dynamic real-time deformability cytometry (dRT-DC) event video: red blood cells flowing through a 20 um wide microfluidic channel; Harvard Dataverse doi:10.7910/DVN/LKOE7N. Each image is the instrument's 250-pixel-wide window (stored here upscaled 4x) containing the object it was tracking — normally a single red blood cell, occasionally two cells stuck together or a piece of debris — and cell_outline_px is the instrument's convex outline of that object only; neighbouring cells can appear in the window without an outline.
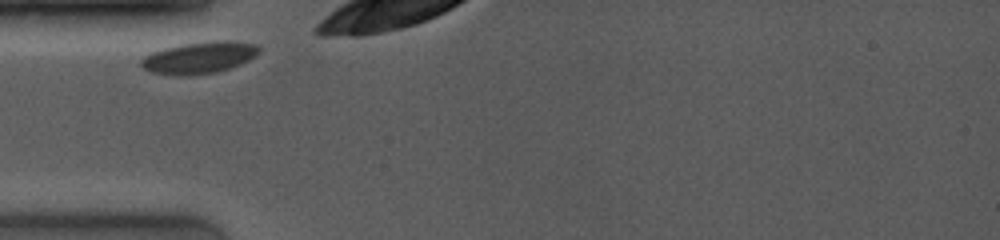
{"species": "common noctule bat (a hibernating species)", "species_latin": "Nyctalus noctula", "temperature_condition": "room temperature", "stored_images_in_passage": 9, "camera_frame_rate_fps": 4000, "um_per_image_px": 0.085, "animal": {"sex": "female", "body_mass_g": 19.0, "forearm_length_mm": 53.3}, "frame": {"image": 1, "passage_image": 1, "time_ms": 0.0, "image_size_px": [1000, 240], "cell_outline_px": [[260, 52], [256, 56], [240, 64], [216, 72], [188, 76], [176, 76], [152, 72], [144, 68], [140, 64], [140, 60], [144, 56], [152, 52], [164, 48], [184, 44], [224, 40], [256, 44], [260, 48]], "centroid_in_image_um": [16.92, 4.91], "position_along_channel_um": 68.1, "area_um2": 21.68}}